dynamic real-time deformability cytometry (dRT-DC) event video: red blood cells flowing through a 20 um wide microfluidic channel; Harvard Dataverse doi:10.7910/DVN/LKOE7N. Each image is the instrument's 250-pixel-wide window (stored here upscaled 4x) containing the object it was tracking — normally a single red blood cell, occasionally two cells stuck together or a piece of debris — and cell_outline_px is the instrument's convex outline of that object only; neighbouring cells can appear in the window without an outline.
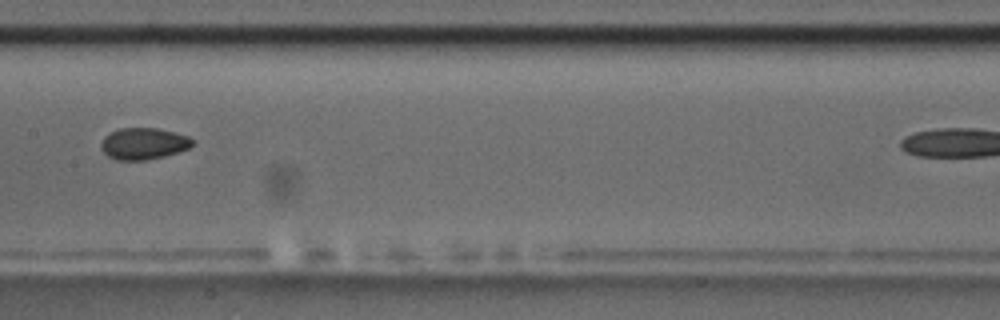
{"species": "common noctule bat (a hibernating species)", "species_latin": "Nyctalus noctula", "temperature_condition": "room temperature", "stored_images_in_passage": 8, "camera_frame_rate_fps": 3000, "um_per_image_px": 0.085, "animal": {"sex": "male", "body_mass_g": 17.5, "forearm_length_mm": 52.3}, "frame": {"image": 1, "passage_image": 7, "time_ms": 7.667, "image_size_px": [1000, 320], "cell_outline_px": [[196, 140], [188, 148], [164, 156], [148, 160], [116, 160], [108, 156], [100, 148], [100, 144], [104, 136], [108, 132], [120, 128], [156, 128], [188, 136]], "centroid_in_image_um": [12.16, 12.2], "position_along_channel_um": 195.2, "area_um2": 16.88}}